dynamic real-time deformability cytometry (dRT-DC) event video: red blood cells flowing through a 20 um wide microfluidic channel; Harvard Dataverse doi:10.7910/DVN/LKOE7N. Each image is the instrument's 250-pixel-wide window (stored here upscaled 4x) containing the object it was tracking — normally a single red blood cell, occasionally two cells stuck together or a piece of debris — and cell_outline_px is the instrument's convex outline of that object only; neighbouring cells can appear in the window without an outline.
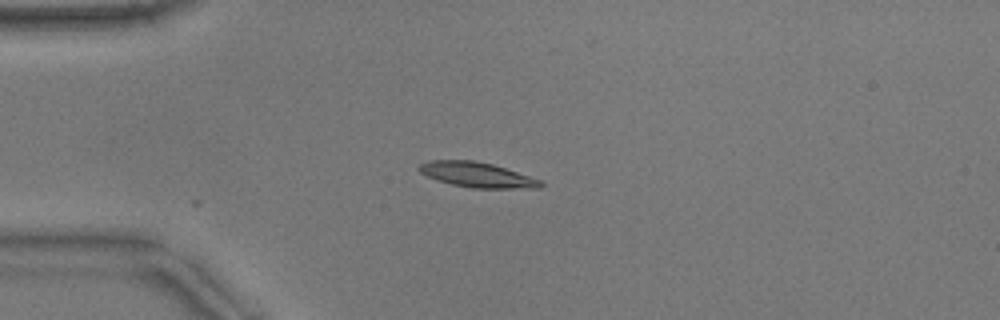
{"species": "common noctule bat (a hibernating species)", "species_latin": "Nyctalus noctula", "temperature_condition": "warm", "stored_images_in_passage": 4, "camera_frame_rate_fps": 3000, "um_per_image_px": 0.085, "animal": {"sex": "male", "body_mass_g": 17.9}, "frame": {"image": 1, "passage_image": 1, "time_ms": 0.0, "image_size_px": [1000, 320], "cell_outline_px": [[544, 184], [540, 188], [472, 188], [452, 184], [436, 180], [420, 172], [416, 168], [420, 164], [428, 160], [476, 160], [492, 164], [540, 180]], "centroid_in_image_um": [40.5, 14.85], "position_along_channel_um": 44.5, "area_um2": 17.63}}